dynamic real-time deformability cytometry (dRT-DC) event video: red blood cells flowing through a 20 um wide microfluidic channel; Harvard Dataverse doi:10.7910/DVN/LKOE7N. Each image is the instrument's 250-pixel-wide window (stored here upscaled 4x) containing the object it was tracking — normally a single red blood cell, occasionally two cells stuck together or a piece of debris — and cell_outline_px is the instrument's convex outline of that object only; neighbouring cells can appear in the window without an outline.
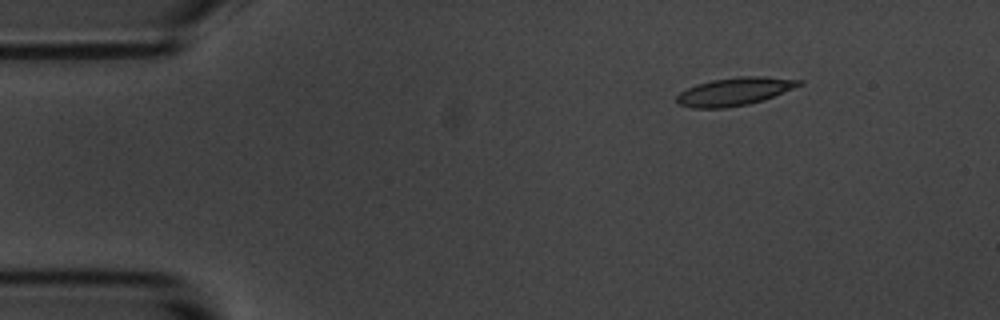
{"species": "common noctule bat (a hibernating species)", "species_latin": "Nyctalus noctula", "temperature_condition": "room temperature", "stored_images_in_passage": 4, "camera_frame_rate_fps": 3000, "um_per_image_px": 0.085, "animal": {"sex": "male", "body_mass_g": 20.1, "forearm_length_mm": 53.5}, "frame": {"image": 1, "passage_image": 2, "time_ms": 1.333, "image_size_px": [1000, 320], "cell_outline_px": [[804, 84], [764, 100], [748, 104], [728, 108], [692, 108], [680, 104], [676, 100], [676, 96], [680, 92], [696, 84], [712, 80], [740, 76], [764, 76], [804, 80]], "centroid_in_image_um": [62.47, 7.77], "position_along_channel_um": 22.5, "area_um2": 20.06}}